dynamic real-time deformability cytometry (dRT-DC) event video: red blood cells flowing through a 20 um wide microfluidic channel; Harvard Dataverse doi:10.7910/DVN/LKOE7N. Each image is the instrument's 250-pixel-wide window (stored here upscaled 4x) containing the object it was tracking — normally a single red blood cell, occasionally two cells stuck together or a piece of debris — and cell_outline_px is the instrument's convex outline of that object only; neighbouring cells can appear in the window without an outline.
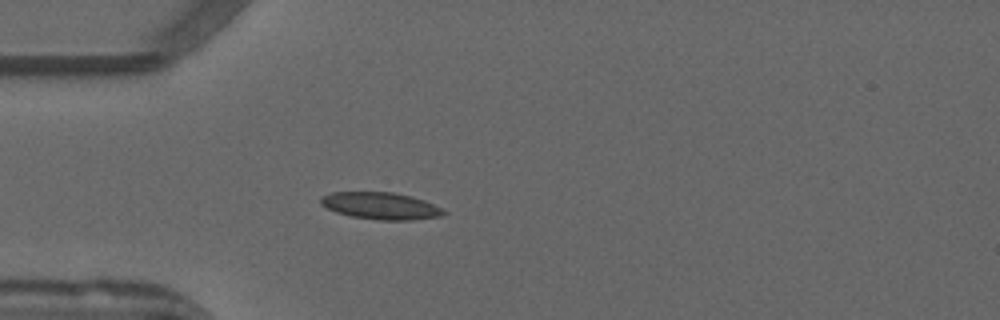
{"species": "common noctule bat (a hibernating species)", "species_latin": "Nyctalus noctula", "temperature_condition": "warm", "stored_images_in_passage": 42, "camera_frame_rate_fps": 3000, "um_per_image_px": 0.085, "animal": {"sex": "male", "forearm_length_mm": 52.5}, "frame": {"image": 1, "passage_image": 5, "time_ms": 1.333, "image_size_px": [1000, 320], "cell_outline_px": [[448, 212], [440, 216], [412, 220], [380, 220], [352, 216], [336, 212], [320, 204], [320, 196], [332, 192], [392, 192], [412, 196], [424, 200]], "centroid_in_image_um": [32.34, 17.49], "position_along_channel_um": 52.7, "area_um2": 19.25}}
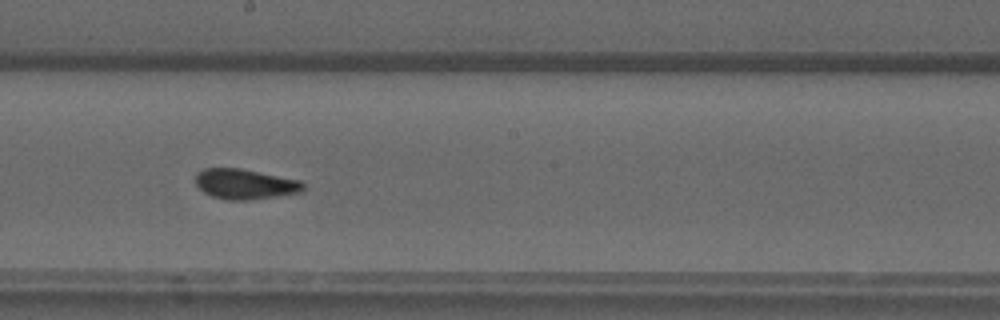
{"frame": {"image": 2, "passage_image": 19, "time_ms": 6.0, "image_size_px": [1000, 320], "cell_outline_px": [[304, 192], [248, 200], [228, 200], [212, 196], [204, 192], [196, 184], [196, 172], [204, 168], [240, 168], [300, 180], [304, 184]], "centroid_in_image_um": [20.83, 15.64], "position_along_channel_um": 227.4, "area_um2": 18.96}}
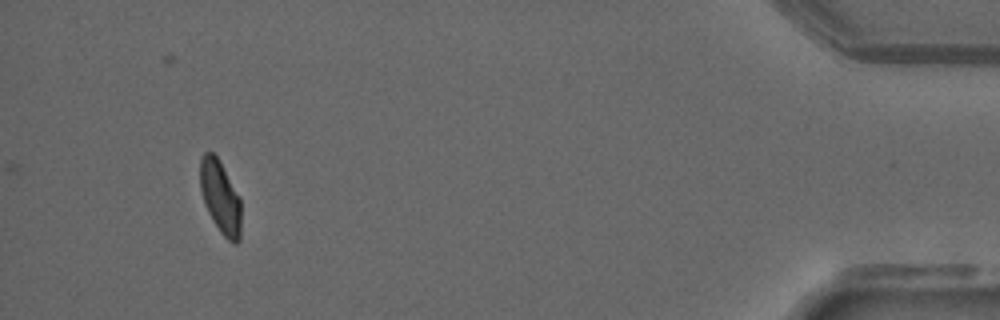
{"frame": {"image": 3, "passage_image": 39, "time_ms": 12.667, "image_size_px": [1000, 320], "cell_outline_px": [[240, 240], [236, 244], [232, 244], [220, 232], [212, 220], [204, 204], [200, 188], [200, 160], [204, 152], [212, 152], [216, 156], [240, 196]], "centroid_in_image_um": [18.72, 16.78], "position_along_channel_um": 416.5, "area_um2": 17.4}, "authors_computed_cell_mechanics": {"area_um2": 18.496, "velocity_mm_per_s": 3.9209, "shape_relaxation_time_tau1_ms": 6.3744, "shape_relaxation_time_tau2_ms": 1.1931, "deformation_change_tau1": 0.1659, "deformation_change_tau2": 0.0545}}